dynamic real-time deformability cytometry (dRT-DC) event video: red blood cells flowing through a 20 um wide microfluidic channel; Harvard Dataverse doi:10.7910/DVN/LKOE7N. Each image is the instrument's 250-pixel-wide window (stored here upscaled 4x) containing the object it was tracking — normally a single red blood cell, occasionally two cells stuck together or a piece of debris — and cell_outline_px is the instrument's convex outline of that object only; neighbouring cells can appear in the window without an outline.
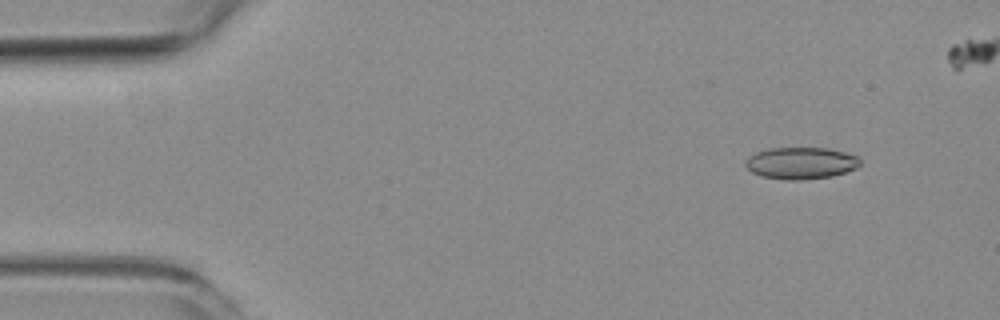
{"species": "common noctule bat (a hibernating species)", "species_latin": "Nyctalus noctula", "temperature_condition": "room temperature", "stored_images_in_passage": 6, "camera_frame_rate_fps": 3000, "um_per_image_px": 0.085, "animal": {"sex": "female", "body_mass_g": 19.3, "forearm_length_mm": 54.1}, "frame": {"image": 1, "passage_image": 2, "time_ms": 1.0, "image_size_px": [1000, 320], "cell_outline_px": [[860, 164], [856, 168], [832, 176], [800, 180], [788, 180], [764, 176], [752, 172], [744, 164], [744, 160], [756, 152], [768, 148], [828, 148], [844, 152], [856, 156], [860, 160]], "centroid_in_image_um": [68.06, 13.85], "position_along_channel_um": 16.9, "area_um2": 21.1}}
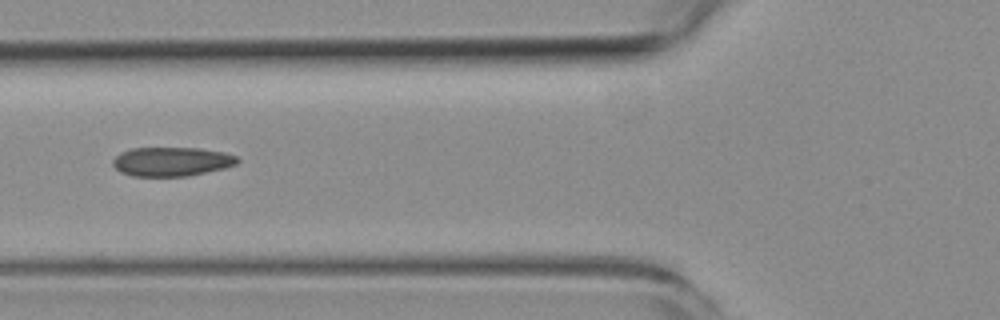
{"frame": {"image": 2, "passage_image": 6, "time_ms": 6.0, "image_size_px": [1000, 320], "cell_outline_px": [[240, 160], [236, 164], [224, 168], [188, 176], [132, 176], [120, 172], [112, 164], [112, 160], [120, 152], [132, 148], [200, 148], [224, 152], [236, 156]], "centroid_in_image_um": [14.57, 13.73], "position_along_channel_um": 111.2, "area_um2": 21.15}}